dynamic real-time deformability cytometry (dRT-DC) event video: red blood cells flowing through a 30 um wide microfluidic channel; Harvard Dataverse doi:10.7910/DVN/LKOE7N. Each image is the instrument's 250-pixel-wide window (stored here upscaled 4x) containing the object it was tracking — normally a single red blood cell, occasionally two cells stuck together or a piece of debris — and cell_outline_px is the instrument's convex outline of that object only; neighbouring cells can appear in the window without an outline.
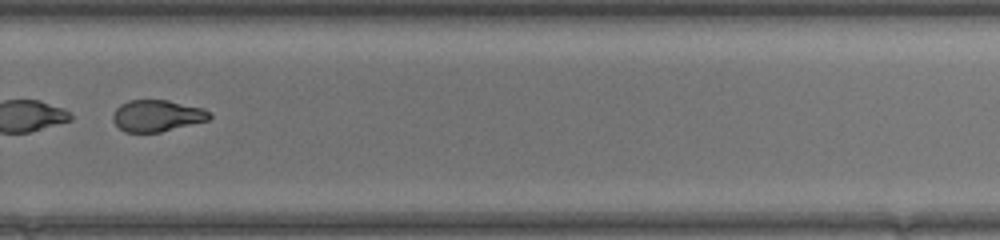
{"species": "common noctule bat (a hibernating species)", "species_latin": "Nyctalus noctula", "temperature_condition": "warm", "stored_images_in_passage": 46, "camera_frame_rate_fps": 3000, "um_per_image_px": 0.085, "animal": {"sex": "female", "body_mass_g": 17.0, "forearm_length_mm": 48.0}, "frame": {"image": 1, "passage_image": 33, "time_ms": 10.667, "image_size_px": [1000, 240], "cell_outline_px": [[212, 116], [208, 120], [160, 132], [124, 132], [112, 120], [112, 116], [116, 108], [120, 104], [128, 100], [168, 100], [204, 108]], "centroid_in_image_um": [13.33, 9.83], "position_along_channel_um": 316.5, "area_um2": 17.74}}